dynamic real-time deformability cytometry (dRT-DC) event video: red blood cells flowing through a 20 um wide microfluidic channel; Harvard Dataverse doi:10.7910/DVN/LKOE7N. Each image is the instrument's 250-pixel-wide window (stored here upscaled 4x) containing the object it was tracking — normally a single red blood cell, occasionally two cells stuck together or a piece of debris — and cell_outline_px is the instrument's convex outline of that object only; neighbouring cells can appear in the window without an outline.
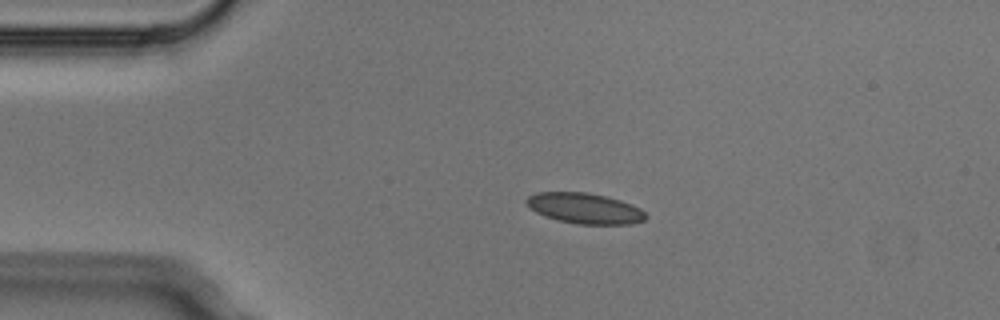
{"species": "Egyptian fruit bat (a non-hibernating species)", "species_latin": "Rousettus aegyptiacus", "temperature_condition": "cold", "stored_images_in_passage": 3, "camera_frame_rate_fps": 3000, "um_per_image_px": 0.085, "animal": {"sex": "male"}, "frame": {"image": 1, "passage_image": 2, "time_ms": 0.333, "image_size_px": [1000, 320], "cell_outline_px": [[648, 216], [644, 220], [632, 224], [576, 224], [556, 220], [544, 216], [536, 212], [524, 200], [528, 196], [536, 192], [588, 192], [608, 196], [632, 204], [640, 208]], "centroid_in_image_um": [49.71, 17.7], "position_along_channel_um": 35.3, "area_um2": 21.44}}